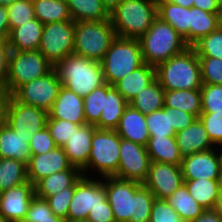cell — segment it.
Masks as SVG:
<instances>
[{
    "label": "cell",
    "mask_w": 222,
    "mask_h": 222,
    "mask_svg": "<svg viewBox=\"0 0 222 222\" xmlns=\"http://www.w3.org/2000/svg\"><path fill=\"white\" fill-rule=\"evenodd\" d=\"M7 94L0 89V123L3 121L4 104Z\"/></svg>",
    "instance_id": "obj_57"
},
{
    "label": "cell",
    "mask_w": 222,
    "mask_h": 222,
    "mask_svg": "<svg viewBox=\"0 0 222 222\" xmlns=\"http://www.w3.org/2000/svg\"><path fill=\"white\" fill-rule=\"evenodd\" d=\"M165 90L155 79L151 84L142 89L129 105L144 115L164 107Z\"/></svg>",
    "instance_id": "obj_32"
},
{
    "label": "cell",
    "mask_w": 222,
    "mask_h": 222,
    "mask_svg": "<svg viewBox=\"0 0 222 222\" xmlns=\"http://www.w3.org/2000/svg\"><path fill=\"white\" fill-rule=\"evenodd\" d=\"M107 200L102 178L82 175L77 180L75 191L67 212V221L87 219L90 210Z\"/></svg>",
    "instance_id": "obj_12"
},
{
    "label": "cell",
    "mask_w": 222,
    "mask_h": 222,
    "mask_svg": "<svg viewBox=\"0 0 222 222\" xmlns=\"http://www.w3.org/2000/svg\"><path fill=\"white\" fill-rule=\"evenodd\" d=\"M11 48L8 41L0 39V89L6 93L9 55Z\"/></svg>",
    "instance_id": "obj_51"
},
{
    "label": "cell",
    "mask_w": 222,
    "mask_h": 222,
    "mask_svg": "<svg viewBox=\"0 0 222 222\" xmlns=\"http://www.w3.org/2000/svg\"><path fill=\"white\" fill-rule=\"evenodd\" d=\"M184 183L181 166L151 161L143 183L157 199L169 198Z\"/></svg>",
    "instance_id": "obj_15"
},
{
    "label": "cell",
    "mask_w": 222,
    "mask_h": 222,
    "mask_svg": "<svg viewBox=\"0 0 222 222\" xmlns=\"http://www.w3.org/2000/svg\"><path fill=\"white\" fill-rule=\"evenodd\" d=\"M164 106L183 110L199 118L202 111L200 89L165 90Z\"/></svg>",
    "instance_id": "obj_30"
},
{
    "label": "cell",
    "mask_w": 222,
    "mask_h": 222,
    "mask_svg": "<svg viewBox=\"0 0 222 222\" xmlns=\"http://www.w3.org/2000/svg\"><path fill=\"white\" fill-rule=\"evenodd\" d=\"M149 136H175L176 131L170 126V112L164 107L146 115Z\"/></svg>",
    "instance_id": "obj_41"
},
{
    "label": "cell",
    "mask_w": 222,
    "mask_h": 222,
    "mask_svg": "<svg viewBox=\"0 0 222 222\" xmlns=\"http://www.w3.org/2000/svg\"><path fill=\"white\" fill-rule=\"evenodd\" d=\"M164 108L170 112V126H172L176 132L185 129L197 119L195 115L183 110L169 106H164Z\"/></svg>",
    "instance_id": "obj_50"
},
{
    "label": "cell",
    "mask_w": 222,
    "mask_h": 222,
    "mask_svg": "<svg viewBox=\"0 0 222 222\" xmlns=\"http://www.w3.org/2000/svg\"><path fill=\"white\" fill-rule=\"evenodd\" d=\"M106 98V82L83 98L85 121L95 125L101 116Z\"/></svg>",
    "instance_id": "obj_38"
},
{
    "label": "cell",
    "mask_w": 222,
    "mask_h": 222,
    "mask_svg": "<svg viewBox=\"0 0 222 222\" xmlns=\"http://www.w3.org/2000/svg\"><path fill=\"white\" fill-rule=\"evenodd\" d=\"M191 222H222V216L214 209H206L200 216Z\"/></svg>",
    "instance_id": "obj_55"
},
{
    "label": "cell",
    "mask_w": 222,
    "mask_h": 222,
    "mask_svg": "<svg viewBox=\"0 0 222 222\" xmlns=\"http://www.w3.org/2000/svg\"><path fill=\"white\" fill-rule=\"evenodd\" d=\"M75 22L44 24L39 51L55 66L74 51Z\"/></svg>",
    "instance_id": "obj_10"
},
{
    "label": "cell",
    "mask_w": 222,
    "mask_h": 222,
    "mask_svg": "<svg viewBox=\"0 0 222 222\" xmlns=\"http://www.w3.org/2000/svg\"><path fill=\"white\" fill-rule=\"evenodd\" d=\"M169 205L176 210L185 222H191L200 216L205 210L187 191L182 184L169 198Z\"/></svg>",
    "instance_id": "obj_34"
},
{
    "label": "cell",
    "mask_w": 222,
    "mask_h": 222,
    "mask_svg": "<svg viewBox=\"0 0 222 222\" xmlns=\"http://www.w3.org/2000/svg\"><path fill=\"white\" fill-rule=\"evenodd\" d=\"M53 69L54 66L39 50L11 51L6 94L11 95L19 86L41 78Z\"/></svg>",
    "instance_id": "obj_9"
},
{
    "label": "cell",
    "mask_w": 222,
    "mask_h": 222,
    "mask_svg": "<svg viewBox=\"0 0 222 222\" xmlns=\"http://www.w3.org/2000/svg\"><path fill=\"white\" fill-rule=\"evenodd\" d=\"M77 181L70 187L63 189L58 194L48 196L45 199L48 201L50 209L55 216L64 218L67 220V212L69 205L74 195L75 186Z\"/></svg>",
    "instance_id": "obj_46"
},
{
    "label": "cell",
    "mask_w": 222,
    "mask_h": 222,
    "mask_svg": "<svg viewBox=\"0 0 222 222\" xmlns=\"http://www.w3.org/2000/svg\"><path fill=\"white\" fill-rule=\"evenodd\" d=\"M146 149L151 161L181 166L183 157L175 136H150Z\"/></svg>",
    "instance_id": "obj_28"
},
{
    "label": "cell",
    "mask_w": 222,
    "mask_h": 222,
    "mask_svg": "<svg viewBox=\"0 0 222 222\" xmlns=\"http://www.w3.org/2000/svg\"><path fill=\"white\" fill-rule=\"evenodd\" d=\"M47 119H60L75 124H86L83 97L62 86L51 110L48 112Z\"/></svg>",
    "instance_id": "obj_19"
},
{
    "label": "cell",
    "mask_w": 222,
    "mask_h": 222,
    "mask_svg": "<svg viewBox=\"0 0 222 222\" xmlns=\"http://www.w3.org/2000/svg\"><path fill=\"white\" fill-rule=\"evenodd\" d=\"M103 78L113 86L144 64L139 39L116 37L101 60Z\"/></svg>",
    "instance_id": "obj_7"
},
{
    "label": "cell",
    "mask_w": 222,
    "mask_h": 222,
    "mask_svg": "<svg viewBox=\"0 0 222 222\" xmlns=\"http://www.w3.org/2000/svg\"><path fill=\"white\" fill-rule=\"evenodd\" d=\"M213 209L222 216V191H219L217 199H216V203Z\"/></svg>",
    "instance_id": "obj_59"
},
{
    "label": "cell",
    "mask_w": 222,
    "mask_h": 222,
    "mask_svg": "<svg viewBox=\"0 0 222 222\" xmlns=\"http://www.w3.org/2000/svg\"><path fill=\"white\" fill-rule=\"evenodd\" d=\"M9 33L8 10L6 6H0V39L7 40Z\"/></svg>",
    "instance_id": "obj_53"
},
{
    "label": "cell",
    "mask_w": 222,
    "mask_h": 222,
    "mask_svg": "<svg viewBox=\"0 0 222 222\" xmlns=\"http://www.w3.org/2000/svg\"><path fill=\"white\" fill-rule=\"evenodd\" d=\"M48 113L32 105L19 103L11 95L6 96L3 121L18 134H30L41 131L46 126Z\"/></svg>",
    "instance_id": "obj_13"
},
{
    "label": "cell",
    "mask_w": 222,
    "mask_h": 222,
    "mask_svg": "<svg viewBox=\"0 0 222 222\" xmlns=\"http://www.w3.org/2000/svg\"><path fill=\"white\" fill-rule=\"evenodd\" d=\"M167 1L180 5L185 8L193 7V3H194V0H167Z\"/></svg>",
    "instance_id": "obj_58"
},
{
    "label": "cell",
    "mask_w": 222,
    "mask_h": 222,
    "mask_svg": "<svg viewBox=\"0 0 222 222\" xmlns=\"http://www.w3.org/2000/svg\"><path fill=\"white\" fill-rule=\"evenodd\" d=\"M121 137L115 130L96 129L92 135L88 164L81 170L86 177L114 176L120 162Z\"/></svg>",
    "instance_id": "obj_6"
},
{
    "label": "cell",
    "mask_w": 222,
    "mask_h": 222,
    "mask_svg": "<svg viewBox=\"0 0 222 222\" xmlns=\"http://www.w3.org/2000/svg\"><path fill=\"white\" fill-rule=\"evenodd\" d=\"M22 222H68L66 219L55 216L48 201L34 195L30 201L25 219Z\"/></svg>",
    "instance_id": "obj_39"
},
{
    "label": "cell",
    "mask_w": 222,
    "mask_h": 222,
    "mask_svg": "<svg viewBox=\"0 0 222 222\" xmlns=\"http://www.w3.org/2000/svg\"><path fill=\"white\" fill-rule=\"evenodd\" d=\"M156 79L155 66L144 63L117 81L113 87L130 103L134 97Z\"/></svg>",
    "instance_id": "obj_24"
},
{
    "label": "cell",
    "mask_w": 222,
    "mask_h": 222,
    "mask_svg": "<svg viewBox=\"0 0 222 222\" xmlns=\"http://www.w3.org/2000/svg\"><path fill=\"white\" fill-rule=\"evenodd\" d=\"M189 194L206 210L213 209L219 193L218 180H184Z\"/></svg>",
    "instance_id": "obj_36"
},
{
    "label": "cell",
    "mask_w": 222,
    "mask_h": 222,
    "mask_svg": "<svg viewBox=\"0 0 222 222\" xmlns=\"http://www.w3.org/2000/svg\"><path fill=\"white\" fill-rule=\"evenodd\" d=\"M157 16L169 23L189 45L190 8H185L167 0H157Z\"/></svg>",
    "instance_id": "obj_29"
},
{
    "label": "cell",
    "mask_w": 222,
    "mask_h": 222,
    "mask_svg": "<svg viewBox=\"0 0 222 222\" xmlns=\"http://www.w3.org/2000/svg\"><path fill=\"white\" fill-rule=\"evenodd\" d=\"M217 151H218V154H219L221 171H222V145L217 146Z\"/></svg>",
    "instance_id": "obj_62"
},
{
    "label": "cell",
    "mask_w": 222,
    "mask_h": 222,
    "mask_svg": "<svg viewBox=\"0 0 222 222\" xmlns=\"http://www.w3.org/2000/svg\"><path fill=\"white\" fill-rule=\"evenodd\" d=\"M216 15L218 28L222 29V2L219 4Z\"/></svg>",
    "instance_id": "obj_60"
},
{
    "label": "cell",
    "mask_w": 222,
    "mask_h": 222,
    "mask_svg": "<svg viewBox=\"0 0 222 222\" xmlns=\"http://www.w3.org/2000/svg\"><path fill=\"white\" fill-rule=\"evenodd\" d=\"M181 170L183 180H218L221 165L217 147L183 157Z\"/></svg>",
    "instance_id": "obj_16"
},
{
    "label": "cell",
    "mask_w": 222,
    "mask_h": 222,
    "mask_svg": "<svg viewBox=\"0 0 222 222\" xmlns=\"http://www.w3.org/2000/svg\"><path fill=\"white\" fill-rule=\"evenodd\" d=\"M150 163L145 146L121 138L120 162L115 177L143 184L148 177Z\"/></svg>",
    "instance_id": "obj_14"
},
{
    "label": "cell",
    "mask_w": 222,
    "mask_h": 222,
    "mask_svg": "<svg viewBox=\"0 0 222 222\" xmlns=\"http://www.w3.org/2000/svg\"><path fill=\"white\" fill-rule=\"evenodd\" d=\"M175 139L182 157L215 148L199 118L185 129L177 131Z\"/></svg>",
    "instance_id": "obj_22"
},
{
    "label": "cell",
    "mask_w": 222,
    "mask_h": 222,
    "mask_svg": "<svg viewBox=\"0 0 222 222\" xmlns=\"http://www.w3.org/2000/svg\"><path fill=\"white\" fill-rule=\"evenodd\" d=\"M201 92V113L222 112V84H202Z\"/></svg>",
    "instance_id": "obj_43"
},
{
    "label": "cell",
    "mask_w": 222,
    "mask_h": 222,
    "mask_svg": "<svg viewBox=\"0 0 222 222\" xmlns=\"http://www.w3.org/2000/svg\"><path fill=\"white\" fill-rule=\"evenodd\" d=\"M156 79L164 90H191L202 87L199 57L192 47L155 67Z\"/></svg>",
    "instance_id": "obj_2"
},
{
    "label": "cell",
    "mask_w": 222,
    "mask_h": 222,
    "mask_svg": "<svg viewBox=\"0 0 222 222\" xmlns=\"http://www.w3.org/2000/svg\"><path fill=\"white\" fill-rule=\"evenodd\" d=\"M103 6L110 13L113 11L123 0H100Z\"/></svg>",
    "instance_id": "obj_56"
},
{
    "label": "cell",
    "mask_w": 222,
    "mask_h": 222,
    "mask_svg": "<svg viewBox=\"0 0 222 222\" xmlns=\"http://www.w3.org/2000/svg\"><path fill=\"white\" fill-rule=\"evenodd\" d=\"M88 219L92 222H116L108 200L90 210Z\"/></svg>",
    "instance_id": "obj_52"
},
{
    "label": "cell",
    "mask_w": 222,
    "mask_h": 222,
    "mask_svg": "<svg viewBox=\"0 0 222 222\" xmlns=\"http://www.w3.org/2000/svg\"><path fill=\"white\" fill-rule=\"evenodd\" d=\"M81 176V170L75 166L51 174L34 185L35 195L40 198H46L58 194L63 189L72 186Z\"/></svg>",
    "instance_id": "obj_27"
},
{
    "label": "cell",
    "mask_w": 222,
    "mask_h": 222,
    "mask_svg": "<svg viewBox=\"0 0 222 222\" xmlns=\"http://www.w3.org/2000/svg\"><path fill=\"white\" fill-rule=\"evenodd\" d=\"M34 15L43 24L71 21L67 0H32Z\"/></svg>",
    "instance_id": "obj_33"
},
{
    "label": "cell",
    "mask_w": 222,
    "mask_h": 222,
    "mask_svg": "<svg viewBox=\"0 0 222 222\" xmlns=\"http://www.w3.org/2000/svg\"><path fill=\"white\" fill-rule=\"evenodd\" d=\"M210 141L217 147L222 145V112L201 113L199 116Z\"/></svg>",
    "instance_id": "obj_47"
},
{
    "label": "cell",
    "mask_w": 222,
    "mask_h": 222,
    "mask_svg": "<svg viewBox=\"0 0 222 222\" xmlns=\"http://www.w3.org/2000/svg\"><path fill=\"white\" fill-rule=\"evenodd\" d=\"M62 86L81 97L105 83L101 63L70 54L54 66Z\"/></svg>",
    "instance_id": "obj_3"
},
{
    "label": "cell",
    "mask_w": 222,
    "mask_h": 222,
    "mask_svg": "<svg viewBox=\"0 0 222 222\" xmlns=\"http://www.w3.org/2000/svg\"><path fill=\"white\" fill-rule=\"evenodd\" d=\"M0 222H9V221H6L5 219H3V218L0 216Z\"/></svg>",
    "instance_id": "obj_65"
},
{
    "label": "cell",
    "mask_w": 222,
    "mask_h": 222,
    "mask_svg": "<svg viewBox=\"0 0 222 222\" xmlns=\"http://www.w3.org/2000/svg\"><path fill=\"white\" fill-rule=\"evenodd\" d=\"M30 134H18L4 121L0 123V158H11L29 163Z\"/></svg>",
    "instance_id": "obj_21"
},
{
    "label": "cell",
    "mask_w": 222,
    "mask_h": 222,
    "mask_svg": "<svg viewBox=\"0 0 222 222\" xmlns=\"http://www.w3.org/2000/svg\"><path fill=\"white\" fill-rule=\"evenodd\" d=\"M34 195V185L30 181L1 192L0 216L9 222H22Z\"/></svg>",
    "instance_id": "obj_17"
},
{
    "label": "cell",
    "mask_w": 222,
    "mask_h": 222,
    "mask_svg": "<svg viewBox=\"0 0 222 222\" xmlns=\"http://www.w3.org/2000/svg\"><path fill=\"white\" fill-rule=\"evenodd\" d=\"M106 197L116 222H149L154 195L142 183L103 177Z\"/></svg>",
    "instance_id": "obj_1"
},
{
    "label": "cell",
    "mask_w": 222,
    "mask_h": 222,
    "mask_svg": "<svg viewBox=\"0 0 222 222\" xmlns=\"http://www.w3.org/2000/svg\"><path fill=\"white\" fill-rule=\"evenodd\" d=\"M218 186H219V191H222V171H220V175L218 177Z\"/></svg>",
    "instance_id": "obj_63"
},
{
    "label": "cell",
    "mask_w": 222,
    "mask_h": 222,
    "mask_svg": "<svg viewBox=\"0 0 222 222\" xmlns=\"http://www.w3.org/2000/svg\"><path fill=\"white\" fill-rule=\"evenodd\" d=\"M56 147L57 145L46 126L41 131L31 135L29 142L31 155L47 153Z\"/></svg>",
    "instance_id": "obj_49"
},
{
    "label": "cell",
    "mask_w": 222,
    "mask_h": 222,
    "mask_svg": "<svg viewBox=\"0 0 222 222\" xmlns=\"http://www.w3.org/2000/svg\"><path fill=\"white\" fill-rule=\"evenodd\" d=\"M220 0H194L193 7L209 13H217Z\"/></svg>",
    "instance_id": "obj_54"
},
{
    "label": "cell",
    "mask_w": 222,
    "mask_h": 222,
    "mask_svg": "<svg viewBox=\"0 0 222 222\" xmlns=\"http://www.w3.org/2000/svg\"><path fill=\"white\" fill-rule=\"evenodd\" d=\"M67 4L74 22L110 19V13L100 0H67Z\"/></svg>",
    "instance_id": "obj_31"
},
{
    "label": "cell",
    "mask_w": 222,
    "mask_h": 222,
    "mask_svg": "<svg viewBox=\"0 0 222 222\" xmlns=\"http://www.w3.org/2000/svg\"><path fill=\"white\" fill-rule=\"evenodd\" d=\"M115 131L122 139L132 141L145 147L150 137L146 124V115L130 105L124 109Z\"/></svg>",
    "instance_id": "obj_23"
},
{
    "label": "cell",
    "mask_w": 222,
    "mask_h": 222,
    "mask_svg": "<svg viewBox=\"0 0 222 222\" xmlns=\"http://www.w3.org/2000/svg\"><path fill=\"white\" fill-rule=\"evenodd\" d=\"M71 166L63 147H56L47 153L30 156L27 164V178L28 181L35 185L41 179L67 170Z\"/></svg>",
    "instance_id": "obj_18"
},
{
    "label": "cell",
    "mask_w": 222,
    "mask_h": 222,
    "mask_svg": "<svg viewBox=\"0 0 222 222\" xmlns=\"http://www.w3.org/2000/svg\"><path fill=\"white\" fill-rule=\"evenodd\" d=\"M97 128L92 124L80 125L63 146L67 159L72 166L82 170L89 160L93 132Z\"/></svg>",
    "instance_id": "obj_20"
},
{
    "label": "cell",
    "mask_w": 222,
    "mask_h": 222,
    "mask_svg": "<svg viewBox=\"0 0 222 222\" xmlns=\"http://www.w3.org/2000/svg\"><path fill=\"white\" fill-rule=\"evenodd\" d=\"M15 1H17V0H0V6H6L7 7Z\"/></svg>",
    "instance_id": "obj_61"
},
{
    "label": "cell",
    "mask_w": 222,
    "mask_h": 222,
    "mask_svg": "<svg viewBox=\"0 0 222 222\" xmlns=\"http://www.w3.org/2000/svg\"><path fill=\"white\" fill-rule=\"evenodd\" d=\"M44 24L36 18L10 30L7 38L11 51L38 50Z\"/></svg>",
    "instance_id": "obj_25"
},
{
    "label": "cell",
    "mask_w": 222,
    "mask_h": 222,
    "mask_svg": "<svg viewBox=\"0 0 222 222\" xmlns=\"http://www.w3.org/2000/svg\"><path fill=\"white\" fill-rule=\"evenodd\" d=\"M27 181L26 163L11 158H0V193Z\"/></svg>",
    "instance_id": "obj_37"
},
{
    "label": "cell",
    "mask_w": 222,
    "mask_h": 222,
    "mask_svg": "<svg viewBox=\"0 0 222 222\" xmlns=\"http://www.w3.org/2000/svg\"><path fill=\"white\" fill-rule=\"evenodd\" d=\"M10 30L35 18L32 0H17L7 6Z\"/></svg>",
    "instance_id": "obj_42"
},
{
    "label": "cell",
    "mask_w": 222,
    "mask_h": 222,
    "mask_svg": "<svg viewBox=\"0 0 222 222\" xmlns=\"http://www.w3.org/2000/svg\"><path fill=\"white\" fill-rule=\"evenodd\" d=\"M149 222H185L165 199L155 198Z\"/></svg>",
    "instance_id": "obj_48"
},
{
    "label": "cell",
    "mask_w": 222,
    "mask_h": 222,
    "mask_svg": "<svg viewBox=\"0 0 222 222\" xmlns=\"http://www.w3.org/2000/svg\"><path fill=\"white\" fill-rule=\"evenodd\" d=\"M198 57H215L222 60V29L200 38L191 46Z\"/></svg>",
    "instance_id": "obj_40"
},
{
    "label": "cell",
    "mask_w": 222,
    "mask_h": 222,
    "mask_svg": "<svg viewBox=\"0 0 222 222\" xmlns=\"http://www.w3.org/2000/svg\"><path fill=\"white\" fill-rule=\"evenodd\" d=\"M73 222H92V221L87 218V219H79Z\"/></svg>",
    "instance_id": "obj_64"
},
{
    "label": "cell",
    "mask_w": 222,
    "mask_h": 222,
    "mask_svg": "<svg viewBox=\"0 0 222 222\" xmlns=\"http://www.w3.org/2000/svg\"><path fill=\"white\" fill-rule=\"evenodd\" d=\"M139 42L144 63L155 67L190 47L184 37L159 17L153 21Z\"/></svg>",
    "instance_id": "obj_4"
},
{
    "label": "cell",
    "mask_w": 222,
    "mask_h": 222,
    "mask_svg": "<svg viewBox=\"0 0 222 222\" xmlns=\"http://www.w3.org/2000/svg\"><path fill=\"white\" fill-rule=\"evenodd\" d=\"M218 29L216 13H209L202 9L191 7L189 19V46L200 38Z\"/></svg>",
    "instance_id": "obj_35"
},
{
    "label": "cell",
    "mask_w": 222,
    "mask_h": 222,
    "mask_svg": "<svg viewBox=\"0 0 222 222\" xmlns=\"http://www.w3.org/2000/svg\"><path fill=\"white\" fill-rule=\"evenodd\" d=\"M128 105L129 103L123 96L113 86L106 83L105 104L95 127L102 130H115Z\"/></svg>",
    "instance_id": "obj_26"
},
{
    "label": "cell",
    "mask_w": 222,
    "mask_h": 222,
    "mask_svg": "<svg viewBox=\"0 0 222 222\" xmlns=\"http://www.w3.org/2000/svg\"><path fill=\"white\" fill-rule=\"evenodd\" d=\"M157 17V0H123L110 12L116 36L130 39H140Z\"/></svg>",
    "instance_id": "obj_5"
},
{
    "label": "cell",
    "mask_w": 222,
    "mask_h": 222,
    "mask_svg": "<svg viewBox=\"0 0 222 222\" xmlns=\"http://www.w3.org/2000/svg\"><path fill=\"white\" fill-rule=\"evenodd\" d=\"M202 84H222V60L215 57H199Z\"/></svg>",
    "instance_id": "obj_45"
},
{
    "label": "cell",
    "mask_w": 222,
    "mask_h": 222,
    "mask_svg": "<svg viewBox=\"0 0 222 222\" xmlns=\"http://www.w3.org/2000/svg\"><path fill=\"white\" fill-rule=\"evenodd\" d=\"M80 125L83 124H75L60 119L46 120V127L49 130L50 135L54 139L57 147H63Z\"/></svg>",
    "instance_id": "obj_44"
},
{
    "label": "cell",
    "mask_w": 222,
    "mask_h": 222,
    "mask_svg": "<svg viewBox=\"0 0 222 222\" xmlns=\"http://www.w3.org/2000/svg\"><path fill=\"white\" fill-rule=\"evenodd\" d=\"M116 37L110 19L75 22L73 54L100 63Z\"/></svg>",
    "instance_id": "obj_8"
},
{
    "label": "cell",
    "mask_w": 222,
    "mask_h": 222,
    "mask_svg": "<svg viewBox=\"0 0 222 222\" xmlns=\"http://www.w3.org/2000/svg\"><path fill=\"white\" fill-rule=\"evenodd\" d=\"M61 87L62 83L53 69L47 75L19 86L11 96L19 103L32 105L48 113Z\"/></svg>",
    "instance_id": "obj_11"
}]
</instances>
